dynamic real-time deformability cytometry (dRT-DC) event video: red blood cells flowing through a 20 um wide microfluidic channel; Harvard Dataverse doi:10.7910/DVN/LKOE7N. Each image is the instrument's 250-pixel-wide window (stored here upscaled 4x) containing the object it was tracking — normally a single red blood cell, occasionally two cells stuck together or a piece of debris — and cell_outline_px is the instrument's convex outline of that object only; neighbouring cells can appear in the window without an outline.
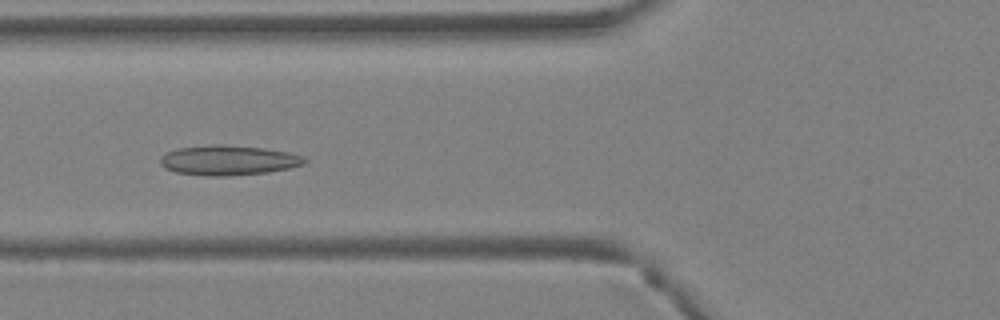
{"species": "Egyptian fruit bat (a non-hibernating species)", "species_latin": "Rousettus aegyptiacus", "temperature_condition": "warm", "stored_images_in_passage": 41, "camera_frame_rate_fps": 3000, "um_per_image_px": 0.085, "animal": {"sex": "female"}, "frame": {"image": 1, "passage_image": 16, "time_ms": 5.0, "image_size_px": [1000, 320], "cell_outline_px": [[308, 160], [304, 164], [288, 168], [268, 172], [224, 176], [204, 176], [176, 172], [164, 168], [160, 164], [160, 156], [164, 152], [176, 148], [216, 144], [224, 144], [264, 148], [288, 152], [304, 156]], "centroid_in_image_um": [19.37, 13.61], "position_along_channel_um": 106.4, "area_um2": 25.37}}
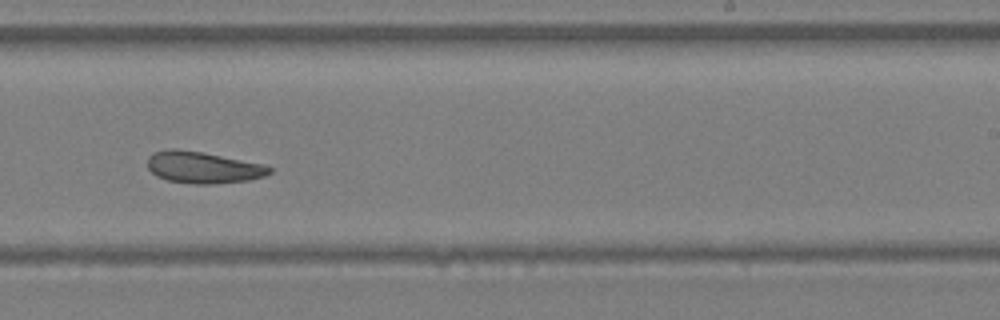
{"frame": {"image": 2, "passage_image": 26, "time_ms": 8.333, "image_size_px": [1000, 320], "cell_outline_px": [[272, 172], [264, 176], [248, 180], [212, 184], [192, 184], [168, 180], [156, 176], [148, 168], [148, 156], [152, 152], [168, 148], [176, 148], [200, 152], [264, 164], [272, 168]], "centroid_in_image_um": [17.23, 14.23], "position_along_channel_um": 271.8, "area_um2": 22.48}}
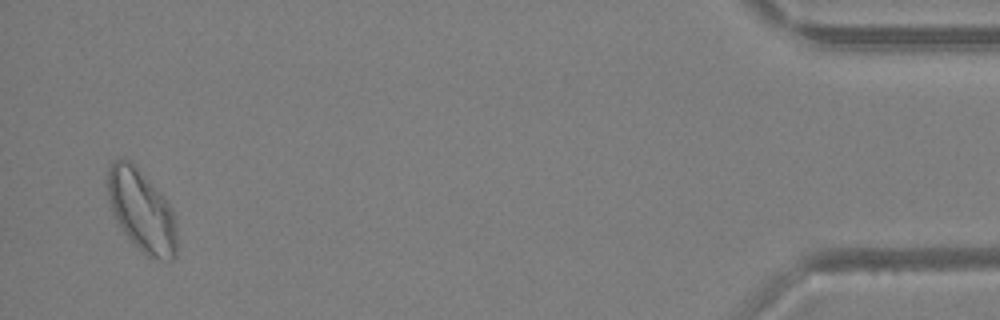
{"frame": {"image": 3, "passage_image": 40, "time_ms": 13.0, "image_size_px": [1000, 320], "cell_outline_px": [[176, 256], [172, 260], [160, 260], [144, 256], [120, 228], [112, 216], [108, 196], [108, 168], [112, 160], [124, 156], [132, 160], [160, 192], [168, 204], [172, 212], [176, 224]], "centroid_in_image_um": [12.0, 17.89], "position_along_channel_um": 423.2, "area_um2": 33.64}, "authors_computed_cell_mechanics": {"area_um2": 25.721, "velocity_mm_per_s": 4.9671, "shape_relaxation_time_tau1_ms": 5.3202, "shape_relaxation_time_tau2_ms": 1.6351, "deformation_change_tau1": 0.1341, "deformation_change_tau2": 0.0802}}